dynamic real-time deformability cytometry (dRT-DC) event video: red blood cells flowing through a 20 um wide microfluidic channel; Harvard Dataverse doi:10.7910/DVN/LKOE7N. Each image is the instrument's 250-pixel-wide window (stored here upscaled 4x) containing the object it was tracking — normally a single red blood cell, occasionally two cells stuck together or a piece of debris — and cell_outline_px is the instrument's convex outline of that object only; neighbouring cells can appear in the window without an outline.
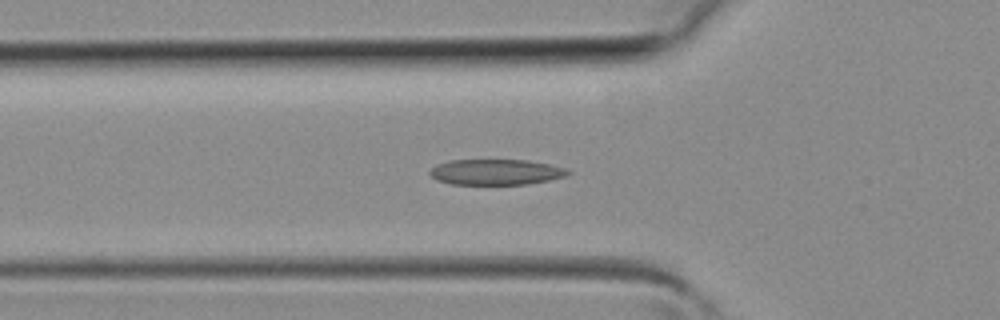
{"species": "common noctule bat (a hibernating species)", "species_latin": "Nyctalus noctula", "temperature_condition": "room temperature", "stored_images_in_passage": 40, "camera_frame_rate_fps": 3000, "um_per_image_px": 0.085, "animal": {"sex": "female", "body_mass_g": 19.3, "forearm_length_mm": 54.1}, "frame": {"image": 1, "passage_image": 13, "time_ms": 4.0, "image_size_px": [1000, 320], "cell_outline_px": [[572, 172], [568, 176], [528, 184], [452, 184], [436, 180], [428, 172], [436, 164], [448, 160], [528, 160], [568, 168]], "centroid_in_image_um": [42.17, 14.62], "position_along_channel_um": 83.6, "area_um2": 20.75}}
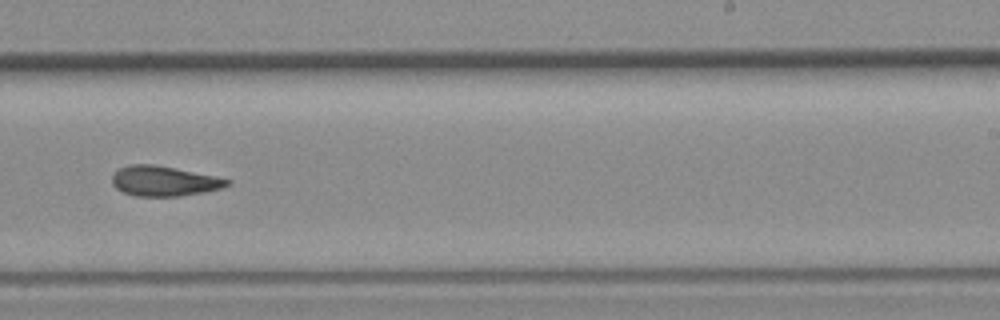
{"frame": {"image": 2, "passage_image": 24, "time_ms": 7.667, "image_size_px": [1000, 320], "cell_outline_px": [[232, 184], [224, 188], [208, 192], [180, 196], [136, 196], [124, 192], [116, 188], [112, 184], [112, 176], [120, 168], [128, 164], [152, 164], [216, 176], [232, 180]], "centroid_in_image_um": [14.0, 15.4], "position_along_channel_um": 275.0, "area_um2": 20.29}}
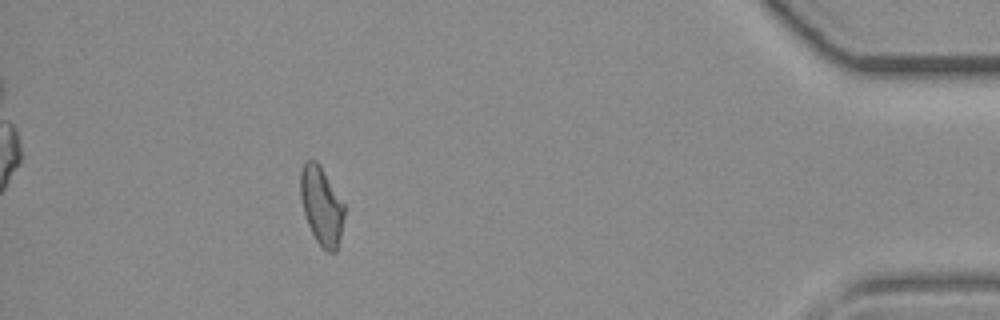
{"frame": {"image": 3, "passage_image": 35, "time_ms": 11.333, "image_size_px": [1000, 320], "cell_outline_px": [[344, 216], [340, 236], [336, 252], [328, 252], [316, 240], [308, 224], [304, 212], [300, 196], [300, 172], [304, 160], [316, 160], [320, 164], [344, 204]], "centroid_in_image_um": [27.31, 17.44], "position_along_channel_um": 407.9, "area_um2": 19.83}}